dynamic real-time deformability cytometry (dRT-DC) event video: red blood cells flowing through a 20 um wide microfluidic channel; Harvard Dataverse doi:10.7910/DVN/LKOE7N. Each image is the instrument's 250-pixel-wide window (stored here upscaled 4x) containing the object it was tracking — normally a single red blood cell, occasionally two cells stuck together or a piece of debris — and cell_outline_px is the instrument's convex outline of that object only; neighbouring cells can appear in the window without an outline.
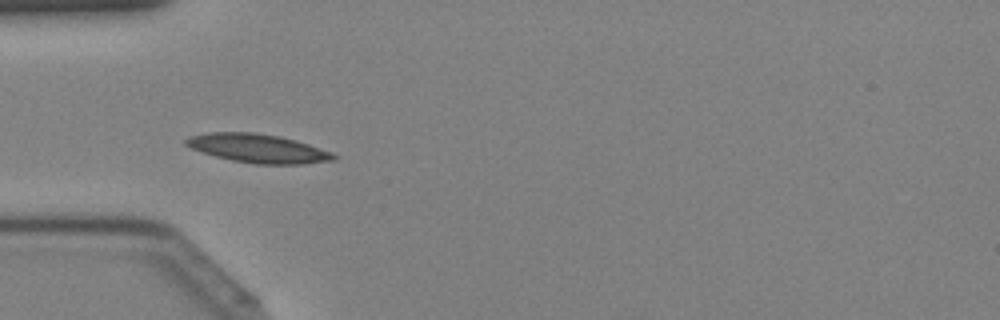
{"species": "Egyptian fruit bat (a non-hibernating species)", "species_latin": "Rousettus aegyptiacus", "temperature_condition": "cold", "stored_images_in_passage": 34, "camera_frame_rate_fps": 3000, "um_per_image_px": 0.085, "animal": {"sex": "female"}, "frame": {"image": 1, "passage_image": 7, "time_ms": 2.0, "image_size_px": [1000, 320], "cell_outline_px": [[336, 160], [304, 164], [256, 164], [232, 160], [216, 156], [192, 148], [184, 144], [184, 140], [188, 136], [208, 132], [252, 132], [280, 136], [296, 140], [332, 152], [336, 156]], "centroid_in_image_um": [21.93, 12.61], "position_along_channel_um": 63.1, "area_um2": 24.68}}
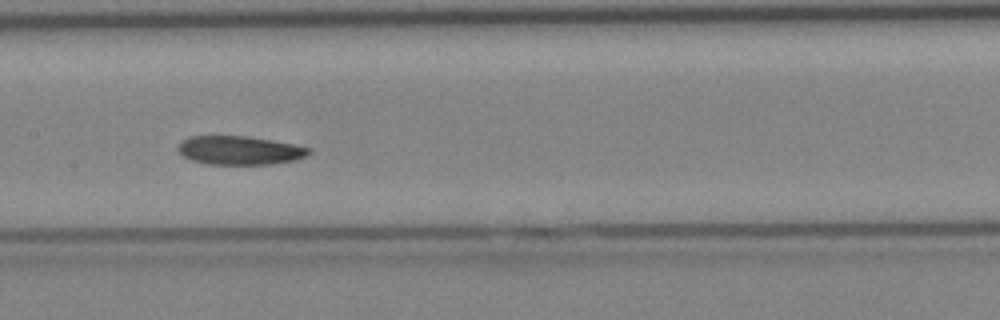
{"frame": {"image": 2, "passage_image": 15, "time_ms": 4.667, "image_size_px": [1000, 320], "cell_outline_px": [[312, 152], [296, 160], [268, 164], [208, 164], [192, 160], [184, 156], [176, 148], [188, 136], [248, 136], [272, 140], [312, 148]], "centroid_in_image_um": [20.38, 12.77], "position_along_channel_um": 187.0, "area_um2": 21.73}}
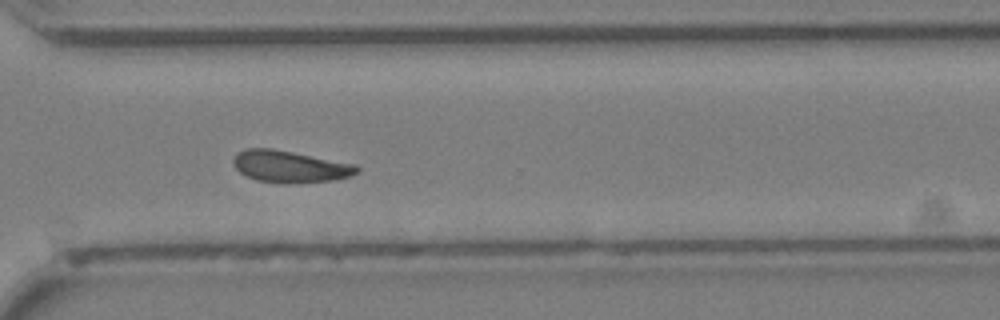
{"frame": {"image": 3, "passage_image": 25, "time_ms": 8.0, "image_size_px": [1000, 320], "cell_outline_px": [[360, 172], [336, 180], [288, 184], [280, 184], [256, 180], [240, 172], [236, 168], [232, 160], [244, 148], [272, 148], [356, 164], [360, 168]], "centroid_in_image_um": [24.67, 14.17], "position_along_channel_um": 345.9, "area_um2": 23.06}}